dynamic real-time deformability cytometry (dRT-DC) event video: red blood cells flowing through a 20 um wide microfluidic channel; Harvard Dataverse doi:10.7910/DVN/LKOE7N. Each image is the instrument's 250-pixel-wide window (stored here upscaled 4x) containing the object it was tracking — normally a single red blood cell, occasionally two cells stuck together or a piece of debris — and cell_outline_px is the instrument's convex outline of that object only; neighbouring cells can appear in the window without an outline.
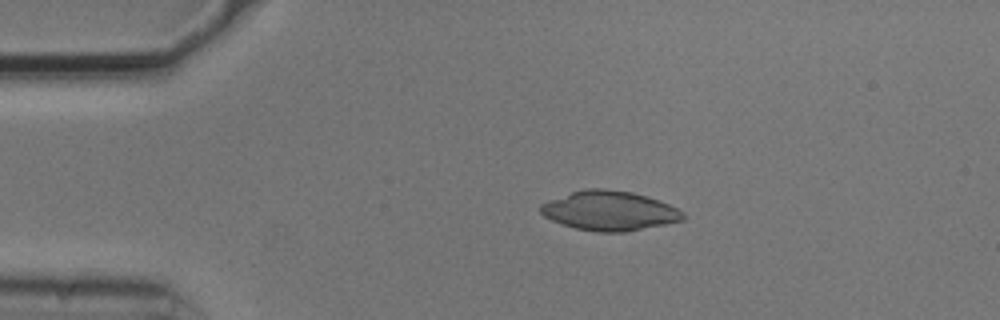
{"species": "common noctule bat (a hibernating species)", "species_latin": "Nyctalus noctula", "temperature_condition": "cold", "stored_images_in_passage": 53, "camera_frame_rate_fps": 3000, "um_per_image_px": 0.085, "animal": {"sex": "male", "body_mass_g": 20.5, "forearm_length_mm": 52.5}, "frame": {"image": 1, "passage_image": 10, "time_ms": 3.0, "image_size_px": [1000, 320], "cell_outline_px": [[684, 220], [624, 232], [596, 232], [576, 228], [552, 220], [544, 216], [540, 212], [540, 204], [548, 200], [584, 188], [604, 188], [632, 192], [668, 204], [684, 212]], "centroid_in_image_um": [51.77, 17.91], "position_along_channel_um": 33.2, "area_um2": 32.48}}
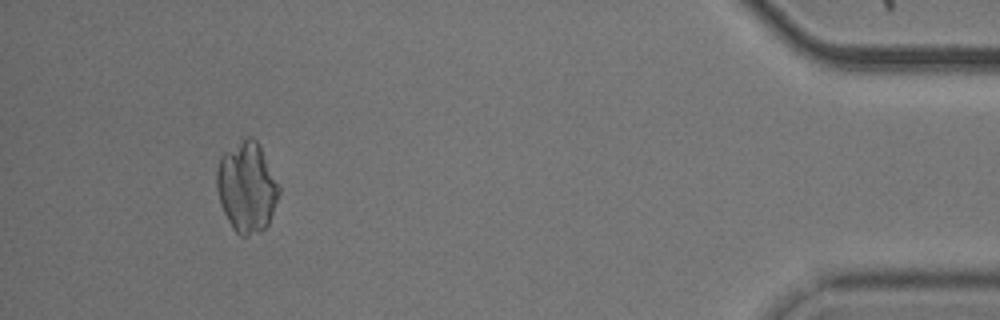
{"frame": {"image": 2, "passage_image": 49, "time_ms": 16.0, "image_size_px": [1000, 320], "cell_outline_px": [[280, 192], [268, 224], [260, 232], [248, 236], [240, 236], [232, 228], [220, 204], [216, 188], [216, 168], [220, 156], [224, 152], [244, 136], [252, 136], [256, 140], [280, 188]], "centroid_in_image_um": [20.94, 15.9], "position_along_channel_um": 414.3, "area_um2": 32.71}}